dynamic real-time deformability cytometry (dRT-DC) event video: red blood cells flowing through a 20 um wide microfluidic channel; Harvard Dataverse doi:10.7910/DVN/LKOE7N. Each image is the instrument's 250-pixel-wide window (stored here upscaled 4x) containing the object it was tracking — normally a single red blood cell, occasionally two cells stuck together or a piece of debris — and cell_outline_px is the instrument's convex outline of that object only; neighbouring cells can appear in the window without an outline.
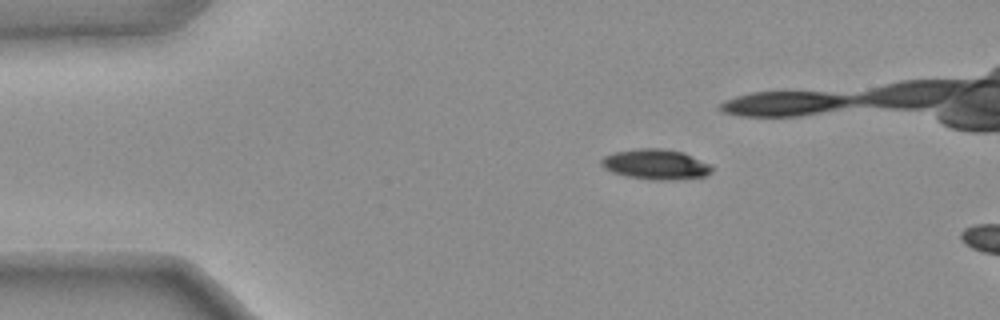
{"species": "common noctule bat (a hibernating species)", "species_latin": "Nyctalus noctula", "temperature_condition": "warm", "stored_images_in_passage": 40, "camera_frame_rate_fps": 3000, "um_per_image_px": 0.085, "animal": {"sex": "female", "body_mass_g": 25.1}, "frame": {"image": 1, "passage_image": 1, "time_ms": 0.0, "image_size_px": [1000, 320], "cell_outline_px": [[712, 172], [704, 176], [672, 180], [652, 180], [628, 176], [612, 172], [604, 168], [600, 164], [600, 160], [604, 156], [612, 152], [636, 148], [660, 148], [684, 152], [708, 164], [712, 168]], "centroid_in_image_um": [55.69, 13.96], "position_along_channel_um": 29.3, "area_um2": 19.48}}
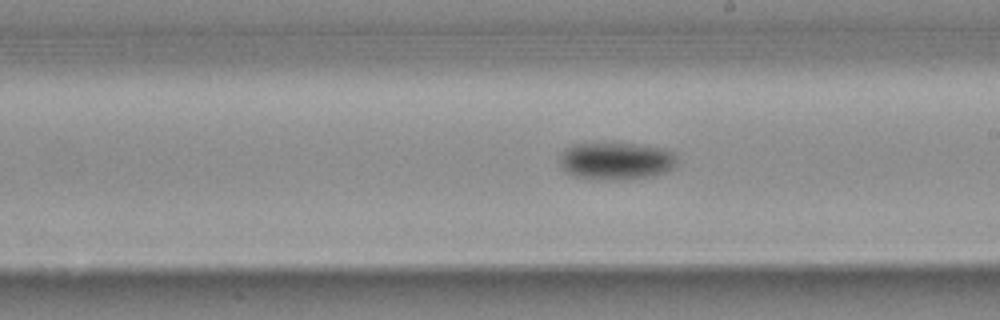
{"frame": {"image": 2, "passage_image": 22, "time_ms": 7.0, "image_size_px": [1000, 320], "cell_outline_px": [[676, 164], [668, 172], [652, 176], [620, 180], [592, 180], [576, 176], [564, 172], [560, 164], [560, 156], [564, 148], [572, 144], [608, 140], [616, 140], [664, 148], [672, 152], [676, 156]], "centroid_in_image_um": [52.33, 13.63], "position_along_channel_um": 236.7, "area_um2": 26.99}}
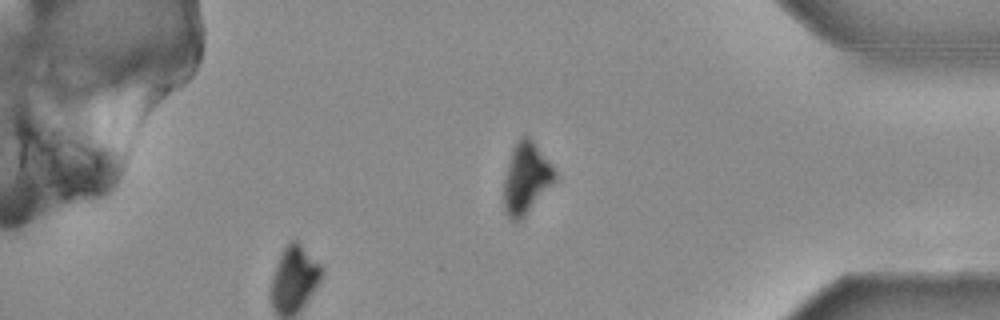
{"frame": {"image": 3, "passage_image": 40, "time_ms": 13.0, "image_size_px": [1000, 320], "cell_outline_px": [[556, 180], [528, 212], [516, 224], [508, 216], [504, 208], [504, 180], [512, 148], [516, 140], [520, 136], [528, 136], [532, 140], [552, 164], [556, 172]], "centroid_in_image_um": [44.72, 15.14], "position_along_channel_um": 390.5, "area_um2": 21.1}, "authors_computed_cell_mechanics": {"area_um2": 22.5709, "velocity_mm_per_s": 3.7598, "shape_relaxation_time_tau1_ms": 3.5974, "shape_relaxation_time_tau2_ms": null, "deformation_change_tau1": 0.1508, "deformation_change_tau2": null}}